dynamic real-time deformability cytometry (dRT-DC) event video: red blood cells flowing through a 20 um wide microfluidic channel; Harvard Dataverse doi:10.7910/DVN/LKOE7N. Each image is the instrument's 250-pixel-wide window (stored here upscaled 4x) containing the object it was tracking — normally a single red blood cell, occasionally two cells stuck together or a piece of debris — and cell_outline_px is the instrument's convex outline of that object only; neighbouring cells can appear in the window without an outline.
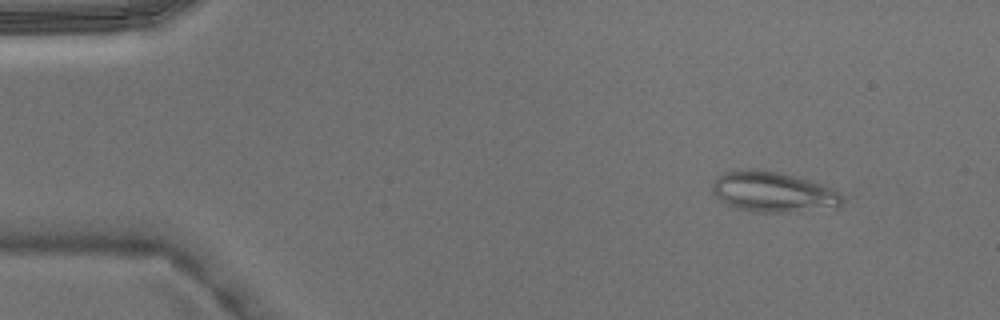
{"species": "Egyptian fruit bat (a non-hibernating species)", "species_latin": "Rousettus aegyptiacus", "temperature_condition": "warm", "stored_images_in_passage": 3, "camera_frame_rate_fps": 3000, "um_per_image_px": 0.085, "animal": {"sex": "male"}, "frame": {"image": 1, "passage_image": 1, "time_ms": 0.0, "image_size_px": [1000, 320], "cell_outline_px": [[844, 200], [840, 208], [788, 212], [756, 212], [736, 208], [720, 200], [712, 192], [712, 184], [724, 172], [748, 168], [756, 168], [780, 172], [812, 180], [832, 188], [840, 192]], "centroid_in_image_um": [65.77, 16.31], "position_along_channel_um": 19.2, "area_um2": 31.04}}